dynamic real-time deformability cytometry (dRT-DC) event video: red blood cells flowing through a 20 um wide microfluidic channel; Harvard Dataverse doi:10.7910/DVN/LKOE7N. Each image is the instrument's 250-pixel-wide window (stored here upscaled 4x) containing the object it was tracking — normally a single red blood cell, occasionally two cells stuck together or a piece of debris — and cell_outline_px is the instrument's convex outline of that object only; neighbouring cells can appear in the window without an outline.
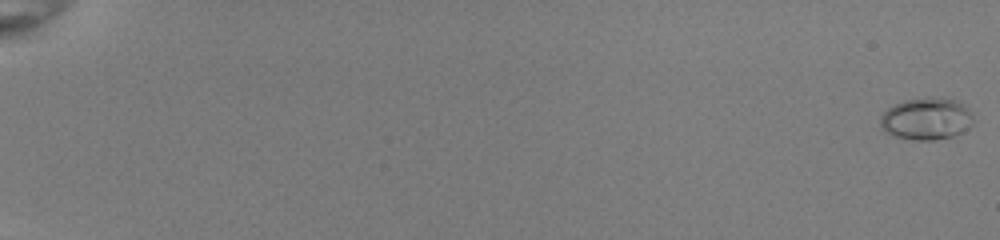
{"species": "common noctule bat (a hibernating species)", "species_latin": "Nyctalus noctula", "temperature_condition": "room temperature", "stored_images_in_passage": 54, "camera_frame_rate_fps": 3000, "um_per_image_px": 0.085, "animal": {"sex": "female", "body_mass_g": 22.0, "forearm_length_mm": 56.7}, "frame": {"image": 1, "passage_image": 1, "time_ms": 0.0, "image_size_px": [1000, 240], "cell_outline_px": [[972, 124], [968, 128], [952, 136], [932, 140], [916, 140], [896, 136], [880, 128], [880, 116], [888, 108], [904, 100], [924, 96], [940, 96], [960, 100], [972, 112]], "centroid_in_image_um": [78.77, 10.05], "position_along_channel_um": 6.2, "area_um2": 23.12}}
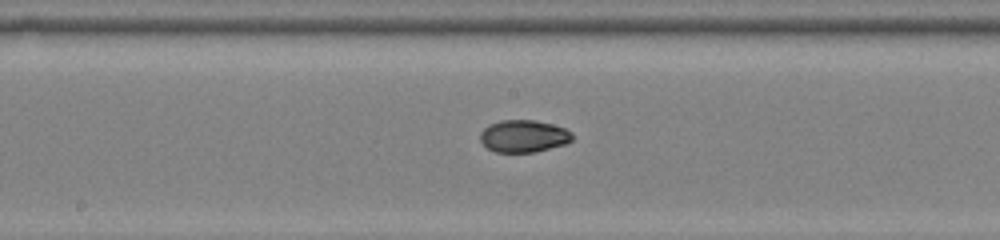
{"frame": {"image": 2, "passage_image": 32, "time_ms": 10.333, "image_size_px": [1000, 240], "cell_outline_px": [[572, 140], [564, 144], [532, 152], [496, 152], [488, 148], [480, 140], [480, 132], [488, 124], [500, 120], [536, 120], [552, 124], [564, 128], [572, 132]], "centroid_in_image_um": [44.48, 11.55], "position_along_channel_um": 203.7, "area_um2": 17.22}}
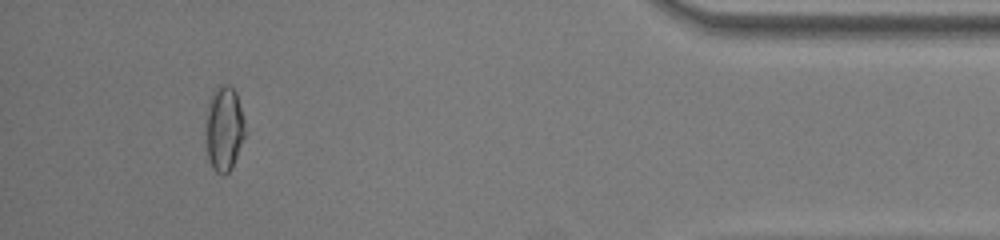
{"frame": {"image": 3, "passage_image": 51, "time_ms": 16.667, "image_size_px": [1000, 240], "cell_outline_px": [[244, 136], [236, 156], [228, 172], [224, 176], [216, 172], [212, 168], [208, 156], [208, 104], [212, 92], [216, 88], [224, 84], [228, 84], [236, 92], [244, 120]], "centroid_in_image_um": [19.07, 10.91], "position_along_channel_um": 416.1, "area_um2": 18.55}, "authors_computed_cell_mechanics": {"area_um2": 17.8313, "velocity_mm_per_s": 4.0331, "shape_relaxation_time_tau1_ms": 8.7109, "shape_relaxation_time_tau2_ms": 1.5131, "deformation_change_tau1": 0.232, "deformation_change_tau2": 0.043}}